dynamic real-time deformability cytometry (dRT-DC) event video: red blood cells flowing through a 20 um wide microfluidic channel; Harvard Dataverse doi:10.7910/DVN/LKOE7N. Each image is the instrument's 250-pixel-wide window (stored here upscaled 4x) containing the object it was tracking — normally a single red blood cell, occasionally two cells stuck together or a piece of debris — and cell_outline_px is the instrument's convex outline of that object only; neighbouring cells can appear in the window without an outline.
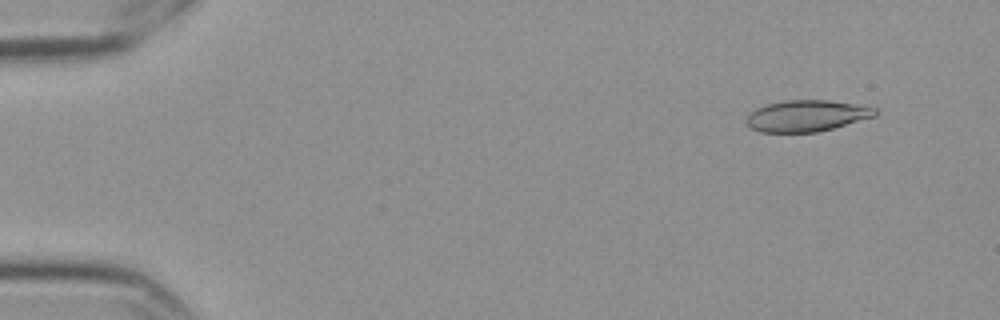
{"species": "Egyptian fruit bat (a non-hibernating species)", "species_latin": "Rousettus aegyptiacus", "temperature_condition": "cold", "stored_images_in_passage": 57, "camera_frame_rate_fps": 3000, "um_per_image_px": 0.085, "frame": {"image": 1, "passage_image": 5, "time_ms": 1.333, "image_size_px": [1000, 320], "cell_outline_px": [[880, 112], [876, 116], [832, 128], [816, 132], [760, 132], [752, 128], [744, 120], [756, 108], [768, 104], [784, 100], [828, 100], [876, 108]], "centroid_in_image_um": [68.57, 9.84], "position_along_channel_um": 16.4, "area_um2": 23.29}}
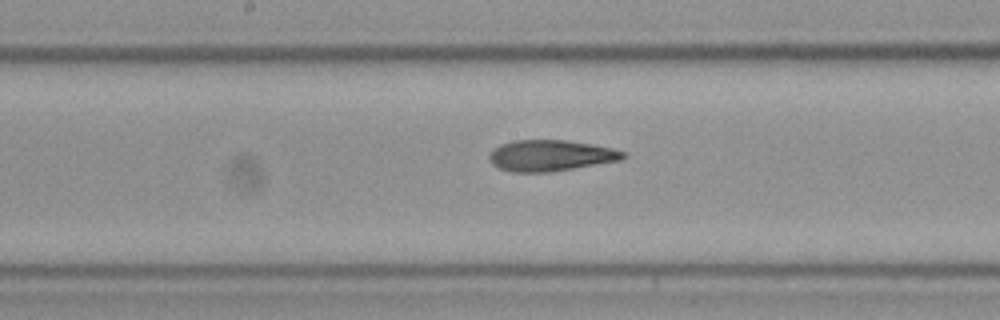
{"frame": {"image": 2, "passage_image": 30, "time_ms": 9.667, "image_size_px": [1000, 320], "cell_outline_px": [[628, 156], [620, 160], [548, 172], [512, 172], [500, 168], [492, 164], [488, 160], [488, 152], [500, 144], [512, 140], [564, 140], [592, 144], [612, 148], [628, 152]], "centroid_in_image_um": [46.77, 13.21], "position_along_channel_um": 201.4, "area_um2": 24.33}}
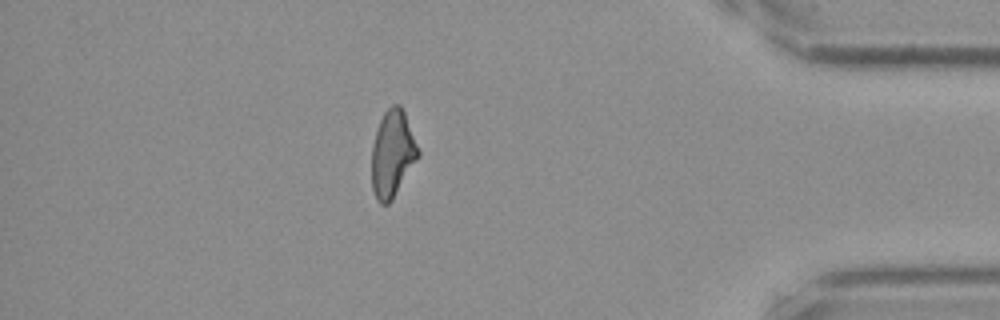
{"frame": {"image": 3, "passage_image": 50, "time_ms": 16.333, "image_size_px": [1000, 320], "cell_outline_px": [[420, 156], [392, 200], [388, 204], [380, 204], [376, 200], [372, 188], [372, 144], [380, 120], [384, 112], [392, 104], [400, 104], [404, 112], [420, 148]], "centroid_in_image_um": [33.37, 13.08], "position_along_channel_um": 401.8, "area_um2": 23.7}, "authors_computed_cell_mechanics": {"area_um2": 24.2182, "velocity_mm_per_s": 3.5601, "shape_relaxation_time_tau1_ms": null, "shape_relaxation_time_tau2_ms": 3.9632, "deformation_change_tau1": null, "deformation_change_tau2": 0.1122}}